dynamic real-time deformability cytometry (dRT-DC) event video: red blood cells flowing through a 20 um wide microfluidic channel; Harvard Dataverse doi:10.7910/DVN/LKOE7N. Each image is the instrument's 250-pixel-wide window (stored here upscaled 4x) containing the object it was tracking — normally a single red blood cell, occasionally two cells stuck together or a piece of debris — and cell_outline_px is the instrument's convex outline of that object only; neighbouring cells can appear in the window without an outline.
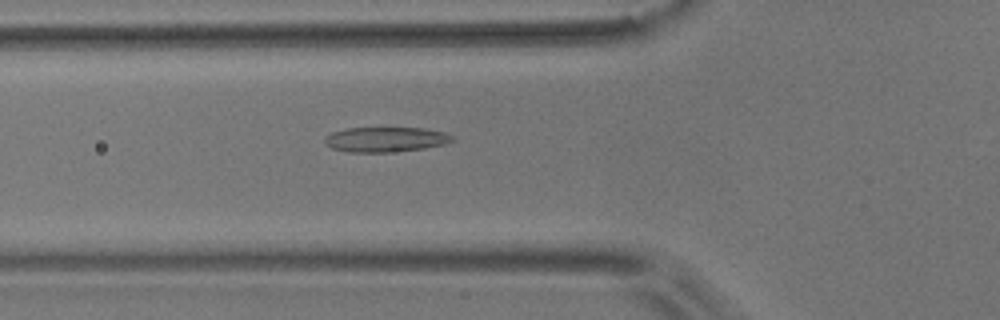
{"species": "common noctule bat (a hibernating species)", "species_latin": "Nyctalus noctula", "temperature_condition": "room temperature", "stored_images_in_passage": 41, "camera_frame_rate_fps": 3000, "um_per_image_px": 0.085, "animal": {"sex": "male", "body_mass_g": 17.9}, "frame": {"image": 1, "passage_image": 5, "time_ms": 1.333, "image_size_px": [1000, 320], "cell_outline_px": [[456, 136], [452, 140], [444, 144], [424, 148], [388, 152], [348, 152], [332, 148], [324, 144], [324, 136], [332, 132], [348, 128], [424, 128], [444, 132]], "centroid_in_image_um": [32.75, 11.85], "position_along_channel_um": 93.1, "area_um2": 18.55}}
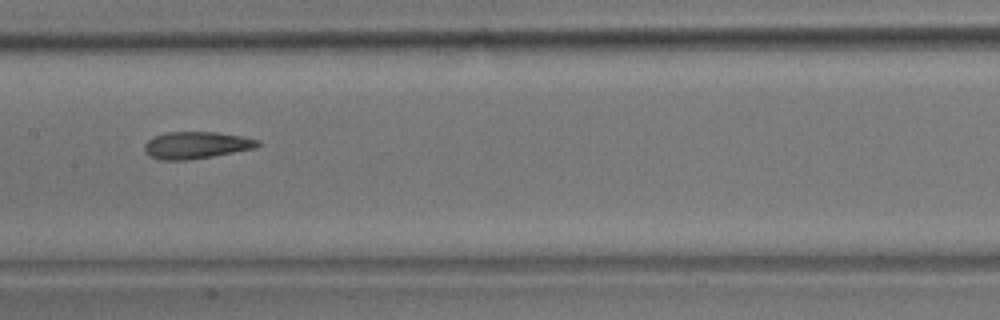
{"frame": {"image": 2, "passage_image": 13, "time_ms": 4.0, "image_size_px": [1000, 320], "cell_outline_px": [[260, 144], [256, 148], [212, 156], [188, 160], [160, 160], [148, 156], [144, 152], [144, 144], [152, 136], [168, 132], [216, 132], [244, 136], [260, 140]], "centroid_in_image_um": [16.66, 12.34], "position_along_channel_um": 190.7, "area_um2": 18.03}}
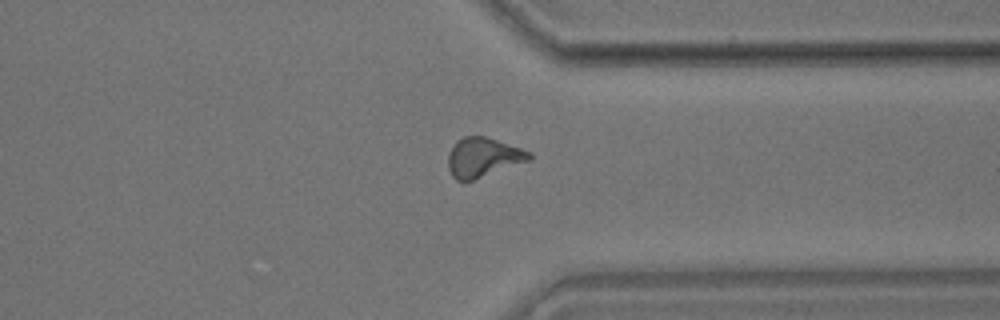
{"frame": {"image": 3, "passage_image": 28, "time_ms": 9.0, "image_size_px": [1000, 320], "cell_outline_px": [[532, 160], [472, 180], [456, 180], [452, 176], [448, 168], [448, 152], [456, 140], [464, 136], [484, 136], [532, 152]], "centroid_in_image_um": [41.06, 13.37], "position_along_channel_um": 370.3, "area_um2": 18.61}, "authors_computed_cell_mechanics": {"area_um2": 17.918, "velocity_mm_per_s": 3.636, "shape_relaxation_time_tau1_ms": null, "shape_relaxation_time_tau2_ms": 3.5305, "deformation_change_tau1": null, "deformation_change_tau2": 0.1266}}